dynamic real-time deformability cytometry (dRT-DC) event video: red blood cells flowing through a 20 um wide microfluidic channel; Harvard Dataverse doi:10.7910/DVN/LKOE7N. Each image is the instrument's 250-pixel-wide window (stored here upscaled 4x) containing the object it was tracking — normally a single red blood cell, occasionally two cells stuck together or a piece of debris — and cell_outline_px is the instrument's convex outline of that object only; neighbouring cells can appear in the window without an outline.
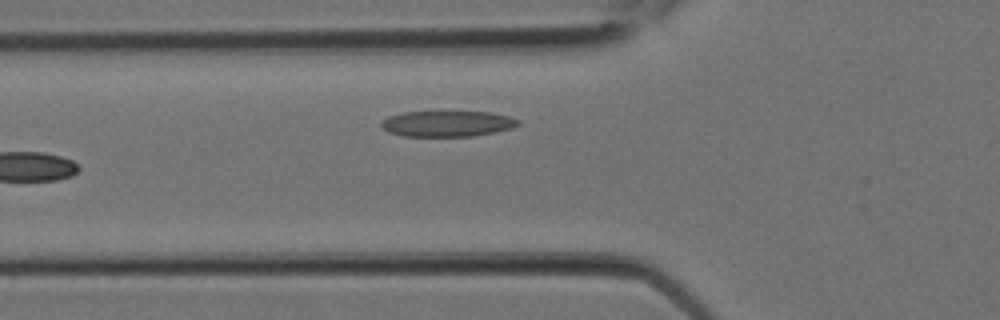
{"species": "Egyptian fruit bat (a non-hibernating species)", "species_latin": "Rousettus aegyptiacus", "temperature_condition": "room temperature", "stored_images_in_passage": 6, "camera_frame_rate_fps": 3000, "um_per_image_px": 0.085, "animal": {"sex": "female"}, "frame": {"image": 1, "passage_image": 6, "time_ms": 1.667, "image_size_px": [1000, 320], "cell_outline_px": [[520, 124], [512, 128], [496, 132], [472, 136], [404, 136], [388, 132], [380, 124], [388, 116], [404, 112], [488, 112], [508, 116], [520, 120]], "centroid_in_image_um": [38.04, 10.51], "position_along_channel_um": 87.8, "area_um2": 20.46}}